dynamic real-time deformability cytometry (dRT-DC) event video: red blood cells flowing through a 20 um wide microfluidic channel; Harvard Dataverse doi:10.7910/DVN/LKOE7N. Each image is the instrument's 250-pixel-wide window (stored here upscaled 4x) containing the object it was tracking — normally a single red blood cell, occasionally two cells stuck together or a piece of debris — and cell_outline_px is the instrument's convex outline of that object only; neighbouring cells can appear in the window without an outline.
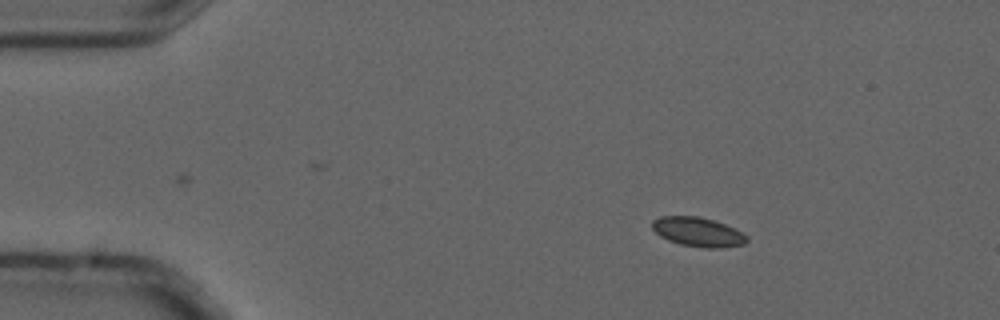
{"species": "common noctule bat (a hibernating species)", "species_latin": "Nyctalus noctula", "temperature_condition": "cold", "stored_images_in_passage": 2, "camera_frame_rate_fps": 3000, "um_per_image_px": 0.085, "animal": {"sex": "male", "forearm_length_mm": 52.5}, "frame": {"image": 1, "passage_image": 1, "time_ms": 0.0, "image_size_px": [1000, 320], "cell_outline_px": [[748, 240], [744, 244], [720, 248], [704, 248], [680, 244], [668, 240], [660, 236], [652, 228], [652, 220], [660, 216], [696, 216], [712, 220], [724, 224], [748, 236]], "centroid_in_image_um": [59.3, 19.72], "position_along_channel_um": 25.7, "area_um2": 16.01}}